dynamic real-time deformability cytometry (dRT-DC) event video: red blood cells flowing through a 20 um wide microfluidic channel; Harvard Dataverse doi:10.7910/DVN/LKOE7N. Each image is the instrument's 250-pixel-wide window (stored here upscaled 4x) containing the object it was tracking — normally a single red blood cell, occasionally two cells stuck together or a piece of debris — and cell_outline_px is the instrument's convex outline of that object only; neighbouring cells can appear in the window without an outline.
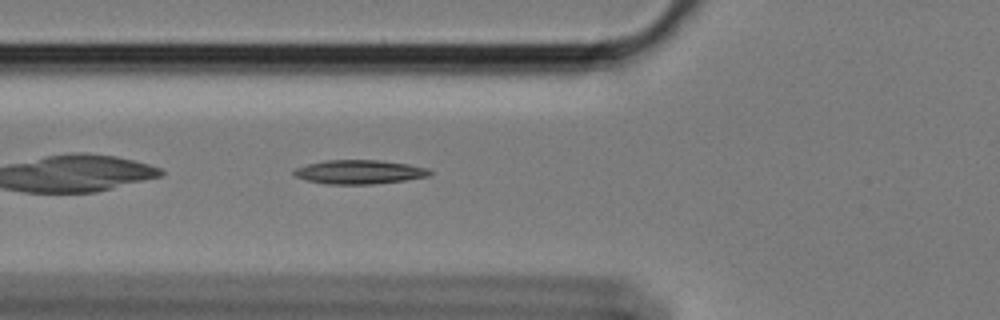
{"species": "Egyptian fruit bat (a non-hibernating species)", "species_latin": "Rousettus aegyptiacus", "temperature_condition": "cold", "stored_images_in_passage": 38, "camera_frame_rate_fps": 3000, "um_per_image_px": 0.085, "animal": {"sex": "female"}, "frame": {"image": 1, "passage_image": 4, "time_ms": 1.0, "image_size_px": [1000, 320], "cell_outline_px": [[432, 172], [428, 176], [404, 180], [372, 184], [324, 184], [304, 180], [296, 176], [292, 172], [296, 168], [308, 164], [328, 160], [380, 160], [408, 164], [428, 168]], "centroid_in_image_um": [30.52, 14.62], "position_along_channel_um": 95.3, "area_um2": 18.9}}
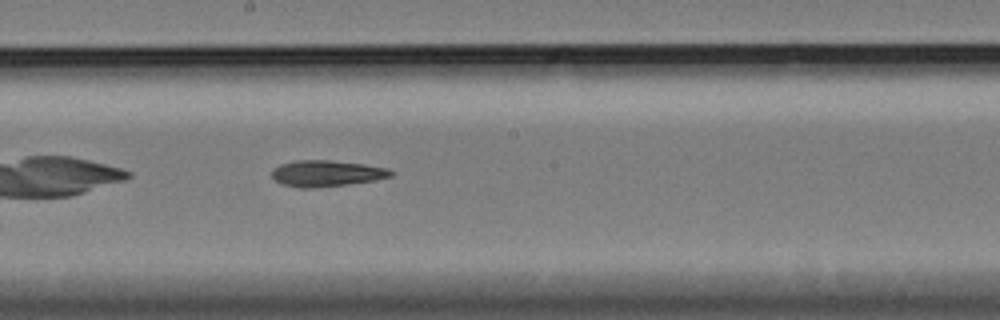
{"frame": {"image": 2, "passage_image": 15, "time_ms": 4.667, "image_size_px": [1000, 320], "cell_outline_px": [[392, 176], [376, 180], [348, 184], [316, 188], [300, 188], [284, 184], [276, 180], [272, 176], [272, 168], [280, 164], [296, 160], [328, 160], [364, 164], [388, 168], [392, 172]], "centroid_in_image_um": [27.75, 14.74], "position_along_channel_um": 220.5, "area_um2": 18.15}}
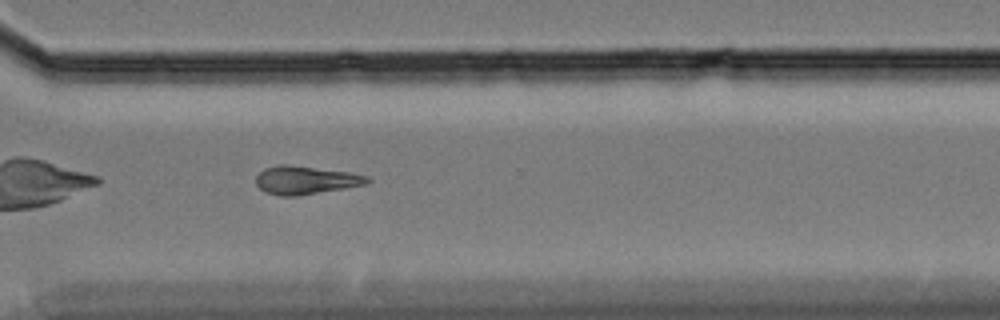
{"frame": {"image": 3, "passage_image": 26, "time_ms": 8.333, "image_size_px": [1000, 320], "cell_outline_px": [[372, 180], [364, 184], [344, 188], [296, 196], [280, 196], [264, 192], [256, 184], [256, 176], [264, 168], [280, 164], [288, 164], [348, 172], [368, 176]], "centroid_in_image_um": [25.93, 15.3], "position_along_channel_um": 344.7, "area_um2": 18.21}}